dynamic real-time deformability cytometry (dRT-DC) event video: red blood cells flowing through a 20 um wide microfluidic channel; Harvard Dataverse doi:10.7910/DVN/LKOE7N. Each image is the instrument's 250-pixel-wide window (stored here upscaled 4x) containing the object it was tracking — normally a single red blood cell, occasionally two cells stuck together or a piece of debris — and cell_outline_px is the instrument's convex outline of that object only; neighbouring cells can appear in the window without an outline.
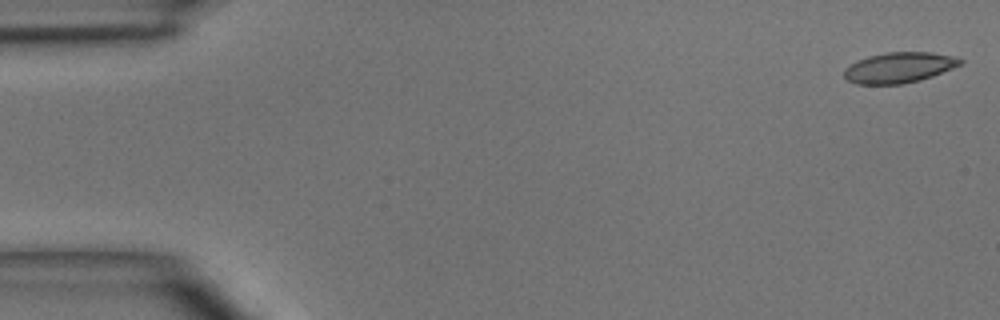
{"species": "common noctule bat (a hibernating species)", "species_latin": "Nyctalus noctula", "temperature_condition": "room temperature", "stored_images_in_passage": 6, "camera_frame_rate_fps": 3000, "um_per_image_px": 0.085, "animal": {"sex": "male", "body_mass_g": 15.6}, "frame": {"image": 1, "passage_image": 1, "time_ms": 0.0, "image_size_px": [1000, 320], "cell_outline_px": [[964, 60], [960, 64], [952, 68], [932, 76], [920, 80], [904, 84], [856, 84], [848, 80], [844, 76], [844, 68], [856, 60], [868, 56], [888, 52], [932, 52], [952, 56]], "centroid_in_image_um": [76.39, 5.74], "position_along_channel_um": 8.6, "area_um2": 20.63}}